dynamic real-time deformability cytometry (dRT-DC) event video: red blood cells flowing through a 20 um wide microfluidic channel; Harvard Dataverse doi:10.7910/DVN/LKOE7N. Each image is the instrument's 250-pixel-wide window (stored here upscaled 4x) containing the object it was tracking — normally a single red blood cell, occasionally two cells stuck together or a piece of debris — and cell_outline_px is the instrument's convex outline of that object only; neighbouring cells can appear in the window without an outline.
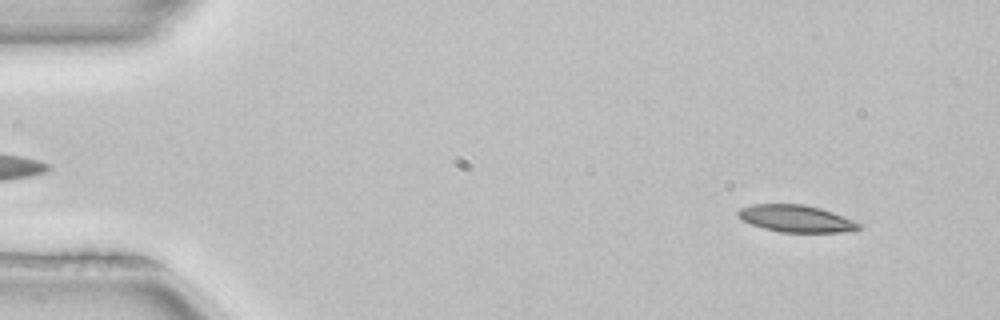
{"species": "common noctule bat (a hibernating species)", "species_latin": "Nyctalus noctula", "temperature_condition": "room temperature", "stored_images_in_passage": 51, "camera_frame_rate_fps": 3000, "um_per_image_px": 0.085, "animal": {"sex": "female", "body_mass_g": 22.7, "forearm_length_mm": 54.2}, "frame": {"image": 1, "passage_image": 4, "time_ms": 1.0, "image_size_px": [1000, 320], "cell_outline_px": [[860, 228], [840, 232], [780, 232], [764, 228], [752, 224], [744, 220], [736, 212], [740, 208], [752, 204], [804, 204], [820, 208], [832, 212], [852, 220], [860, 224]], "centroid_in_image_um": [67.63, 18.57], "position_along_channel_um": 17.4, "area_um2": 18.67}}
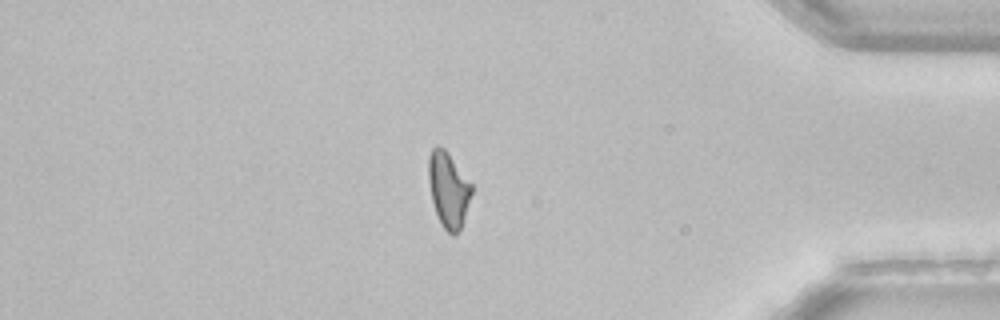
{"frame": {"image": 2, "passage_image": 43, "time_ms": 14.0, "image_size_px": [1000, 320], "cell_outline_px": [[472, 192], [460, 228], [456, 236], [452, 236], [444, 228], [436, 212], [432, 200], [428, 180], [428, 156], [432, 148], [444, 148], [448, 152], [472, 184]], "centroid_in_image_um": [38.1, 16.11], "position_along_channel_um": 397.1, "area_um2": 18.61}}
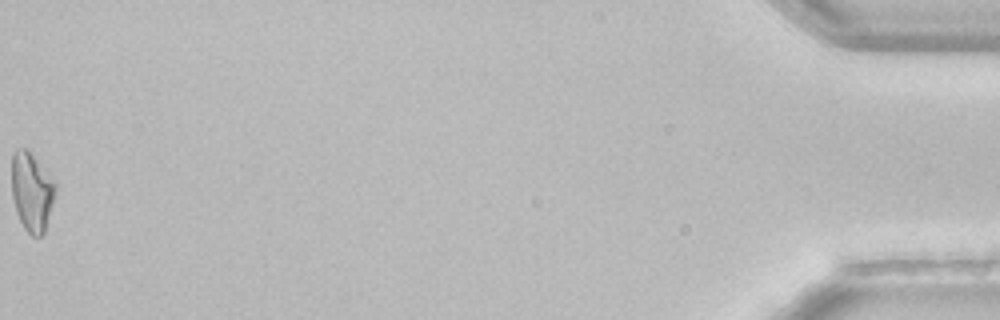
{"frame": {"image": 3, "passage_image": 51, "time_ms": 16.667, "image_size_px": [1000, 320], "cell_outline_px": [[56, 192], [44, 232], [40, 236], [32, 236], [24, 228], [16, 212], [12, 196], [12, 152], [16, 148], [28, 148], [56, 180]], "centroid_in_image_um": [2.71, 16.23], "position_along_channel_um": 432.5, "area_um2": 20.46}, "authors_computed_cell_mechanics": {"area_um2": 19.5942, "velocity_mm_per_s": 3.9809, "shape_relaxation_time_tau1_ms": 8.4307, "shape_relaxation_time_tau2_ms": null, "deformation_change_tau1": 0.2147, "deformation_change_tau2": null}}